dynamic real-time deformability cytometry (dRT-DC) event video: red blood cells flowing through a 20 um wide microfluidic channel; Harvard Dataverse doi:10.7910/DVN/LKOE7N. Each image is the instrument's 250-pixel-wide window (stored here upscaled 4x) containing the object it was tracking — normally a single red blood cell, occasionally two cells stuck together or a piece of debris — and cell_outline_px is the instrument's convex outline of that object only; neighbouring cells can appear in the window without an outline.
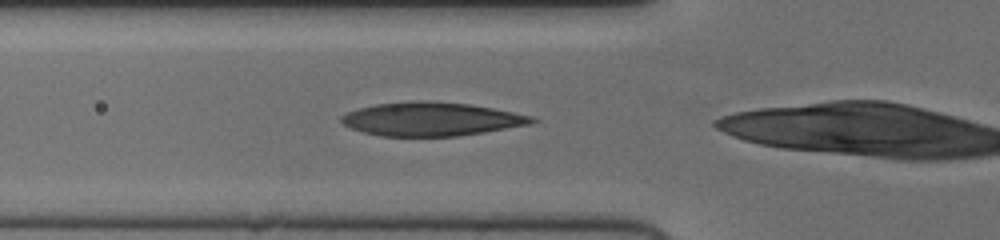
{"species": "human", "species_latin": "Homo sapiens", "temperature_condition": "cold", "stored_images_in_passage": 10, "camera_frame_rate_fps": 3000, "um_per_image_px": 0.085, "donor": {"sex": "female"}, "frame": {"image": 1, "passage_image": 2, "time_ms": 0.333, "image_size_px": [1000, 240], "cell_outline_px": [[540, 120], [532, 124], [484, 132], [456, 136], [380, 136], [364, 132], [352, 128], [344, 124], [340, 120], [340, 116], [356, 108], [376, 104], [420, 100], [432, 100], [468, 104], [492, 108], [532, 116]], "centroid_in_image_um": [36.67, 10.11], "position_along_channel_um": 89.1, "area_um2": 37.34}}
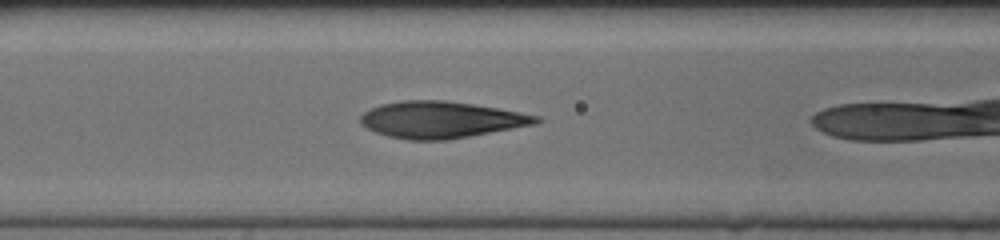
{"frame": {"image": 2, "passage_image": 5, "time_ms": 1.333, "image_size_px": [1000, 240], "cell_outline_px": [[544, 120], [536, 124], [448, 140], [408, 140], [388, 136], [376, 132], [360, 124], [360, 116], [364, 112], [380, 104], [400, 100], [444, 100], [472, 104], [520, 112], [540, 116]], "centroid_in_image_um": [37.49, 10.17], "position_along_channel_um": 129.1, "area_um2": 37.51}}
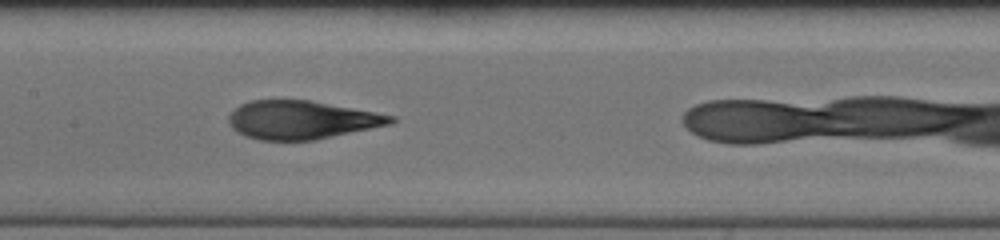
{"frame": {"image": 3, "passage_image": 9, "time_ms": 2.667, "image_size_px": [1000, 240], "cell_outline_px": [[396, 120], [392, 124], [312, 140], [260, 140], [244, 136], [236, 132], [232, 128], [228, 120], [228, 116], [240, 104], [252, 100], [308, 100], [376, 112], [396, 116]], "centroid_in_image_um": [25.62, 10.19], "position_along_channel_um": 181.8, "area_um2": 36.07}}